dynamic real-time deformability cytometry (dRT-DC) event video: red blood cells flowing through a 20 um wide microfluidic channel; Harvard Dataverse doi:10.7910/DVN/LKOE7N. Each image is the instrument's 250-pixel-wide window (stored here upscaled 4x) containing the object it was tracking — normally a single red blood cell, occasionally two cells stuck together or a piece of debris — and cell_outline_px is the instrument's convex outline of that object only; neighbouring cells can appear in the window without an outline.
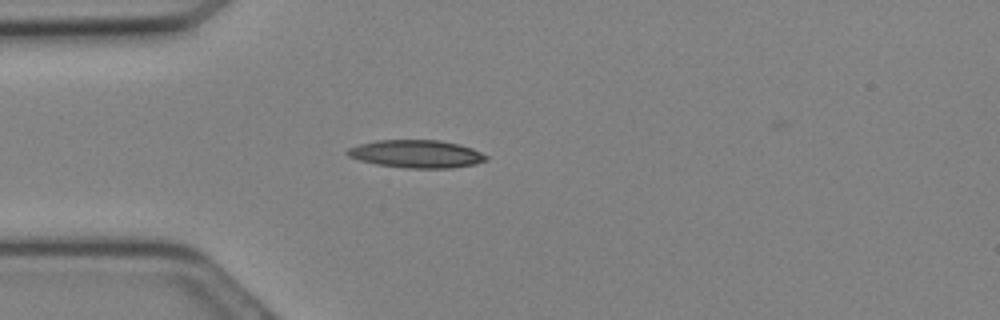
{"species": "Egyptian fruit bat (a non-hibernating species)", "species_latin": "Rousettus aegyptiacus", "temperature_condition": "cold", "stored_images_in_passage": 16, "camera_frame_rate_fps": 3000, "um_per_image_px": 0.085, "animal": {"sex": "female"}, "frame": {"image": 1, "passage_image": 6, "time_ms": 1.667, "image_size_px": [1000, 320], "cell_outline_px": [[488, 160], [476, 164], [452, 168], [408, 168], [376, 164], [360, 160], [348, 156], [344, 152], [348, 148], [360, 144], [376, 140], [440, 140], [460, 144], [472, 148], [488, 156]], "centroid_in_image_um": [35.42, 13.08], "position_along_channel_um": 49.6, "area_um2": 22.6}}
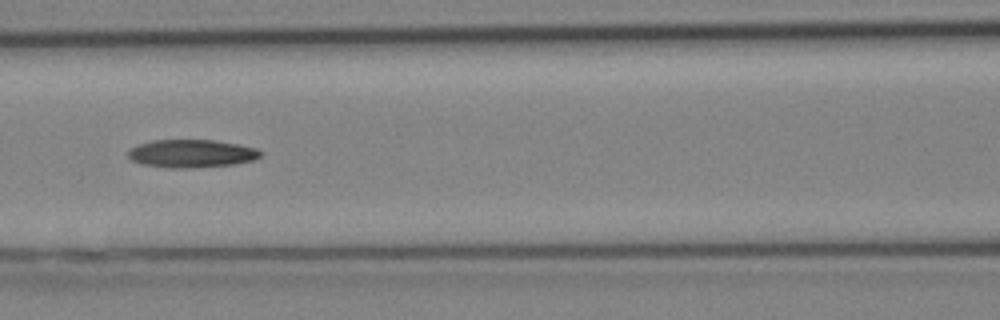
{"frame": {"image": 2, "passage_image": 11, "time_ms": 3.333, "image_size_px": [1000, 320], "cell_outline_px": [[264, 152], [260, 156], [252, 160], [232, 164], [192, 168], [168, 168], [144, 164], [132, 160], [128, 156], [128, 152], [132, 148], [140, 144], [152, 140], [216, 140], [240, 144], [256, 148]], "centroid_in_image_um": [16.31, 13.04], "position_along_channel_um": 150.3, "area_um2": 21.5}}
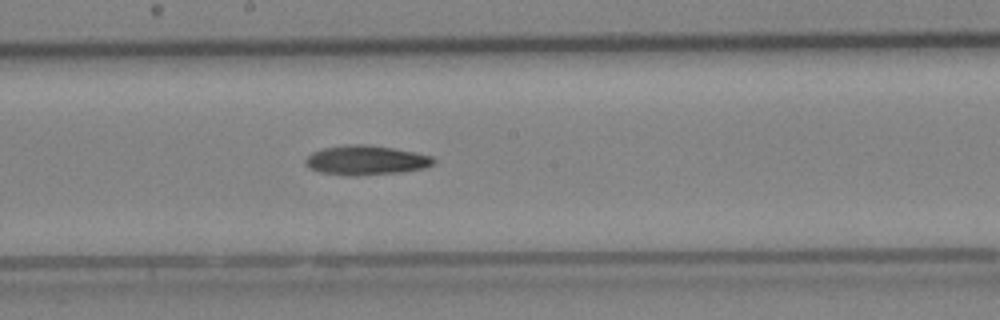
{"frame": {"image": 3, "passage_image": 14, "time_ms": 4.333, "image_size_px": [1000, 320], "cell_outline_px": [[436, 164], [424, 168], [400, 172], [356, 176], [352, 176], [320, 172], [308, 168], [304, 164], [304, 160], [312, 152], [324, 148], [344, 144], [368, 144], [416, 152], [432, 156], [436, 160]], "centroid_in_image_um": [31.11, 13.61], "position_along_channel_um": 217.1, "area_um2": 22.25}}